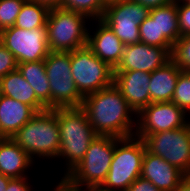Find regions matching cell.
<instances>
[{"mask_svg": "<svg viewBox=\"0 0 190 191\" xmlns=\"http://www.w3.org/2000/svg\"><path fill=\"white\" fill-rule=\"evenodd\" d=\"M26 0H0V31L15 24Z\"/></svg>", "mask_w": 190, "mask_h": 191, "instance_id": "cell-27", "label": "cell"}, {"mask_svg": "<svg viewBox=\"0 0 190 191\" xmlns=\"http://www.w3.org/2000/svg\"><path fill=\"white\" fill-rule=\"evenodd\" d=\"M32 1L46 4L51 8V7L61 6L64 0H32Z\"/></svg>", "mask_w": 190, "mask_h": 191, "instance_id": "cell-37", "label": "cell"}, {"mask_svg": "<svg viewBox=\"0 0 190 191\" xmlns=\"http://www.w3.org/2000/svg\"><path fill=\"white\" fill-rule=\"evenodd\" d=\"M17 69L34 89L36 97L51 109V91L44 60L18 63Z\"/></svg>", "mask_w": 190, "mask_h": 191, "instance_id": "cell-21", "label": "cell"}, {"mask_svg": "<svg viewBox=\"0 0 190 191\" xmlns=\"http://www.w3.org/2000/svg\"><path fill=\"white\" fill-rule=\"evenodd\" d=\"M143 141L148 152L190 176V122L184 127L149 134Z\"/></svg>", "mask_w": 190, "mask_h": 191, "instance_id": "cell-9", "label": "cell"}, {"mask_svg": "<svg viewBox=\"0 0 190 191\" xmlns=\"http://www.w3.org/2000/svg\"><path fill=\"white\" fill-rule=\"evenodd\" d=\"M126 191H160V190L150 181L139 177L129 185Z\"/></svg>", "mask_w": 190, "mask_h": 191, "instance_id": "cell-32", "label": "cell"}, {"mask_svg": "<svg viewBox=\"0 0 190 191\" xmlns=\"http://www.w3.org/2000/svg\"><path fill=\"white\" fill-rule=\"evenodd\" d=\"M119 139L97 135L83 159L62 180L76 191L86 186L102 185L109 172L115 144Z\"/></svg>", "mask_w": 190, "mask_h": 191, "instance_id": "cell-4", "label": "cell"}, {"mask_svg": "<svg viewBox=\"0 0 190 191\" xmlns=\"http://www.w3.org/2000/svg\"><path fill=\"white\" fill-rule=\"evenodd\" d=\"M82 108L97 135L118 138L135 135L137 114L114 83L85 96Z\"/></svg>", "mask_w": 190, "mask_h": 191, "instance_id": "cell-1", "label": "cell"}, {"mask_svg": "<svg viewBox=\"0 0 190 191\" xmlns=\"http://www.w3.org/2000/svg\"><path fill=\"white\" fill-rule=\"evenodd\" d=\"M90 21L72 10L51 7L46 21L49 51L72 52L86 46Z\"/></svg>", "mask_w": 190, "mask_h": 191, "instance_id": "cell-5", "label": "cell"}, {"mask_svg": "<svg viewBox=\"0 0 190 191\" xmlns=\"http://www.w3.org/2000/svg\"><path fill=\"white\" fill-rule=\"evenodd\" d=\"M49 10L50 7L46 4L26 0L16 18L14 26L25 30L46 27Z\"/></svg>", "mask_w": 190, "mask_h": 191, "instance_id": "cell-23", "label": "cell"}, {"mask_svg": "<svg viewBox=\"0 0 190 191\" xmlns=\"http://www.w3.org/2000/svg\"><path fill=\"white\" fill-rule=\"evenodd\" d=\"M11 139L34 161L57 159L60 132L56 113L52 109L38 112Z\"/></svg>", "mask_w": 190, "mask_h": 191, "instance_id": "cell-3", "label": "cell"}, {"mask_svg": "<svg viewBox=\"0 0 190 191\" xmlns=\"http://www.w3.org/2000/svg\"><path fill=\"white\" fill-rule=\"evenodd\" d=\"M151 17H157L159 36H165L173 45L181 37L178 26L177 1L152 8L149 11Z\"/></svg>", "mask_w": 190, "mask_h": 191, "instance_id": "cell-22", "label": "cell"}, {"mask_svg": "<svg viewBox=\"0 0 190 191\" xmlns=\"http://www.w3.org/2000/svg\"><path fill=\"white\" fill-rule=\"evenodd\" d=\"M92 22L96 23V28L94 32L88 30L87 46L100 60L115 69L121 60L124 44L101 19Z\"/></svg>", "mask_w": 190, "mask_h": 191, "instance_id": "cell-15", "label": "cell"}, {"mask_svg": "<svg viewBox=\"0 0 190 191\" xmlns=\"http://www.w3.org/2000/svg\"><path fill=\"white\" fill-rule=\"evenodd\" d=\"M60 7L83 14L92 21L102 19L106 3L104 0H64Z\"/></svg>", "mask_w": 190, "mask_h": 191, "instance_id": "cell-24", "label": "cell"}, {"mask_svg": "<svg viewBox=\"0 0 190 191\" xmlns=\"http://www.w3.org/2000/svg\"><path fill=\"white\" fill-rule=\"evenodd\" d=\"M145 150L143 139L135 135L120 138L115 144L110 169L102 186L115 191H126L141 175Z\"/></svg>", "mask_w": 190, "mask_h": 191, "instance_id": "cell-6", "label": "cell"}, {"mask_svg": "<svg viewBox=\"0 0 190 191\" xmlns=\"http://www.w3.org/2000/svg\"><path fill=\"white\" fill-rule=\"evenodd\" d=\"M148 7L149 9L160 7L171 3L174 0H133Z\"/></svg>", "mask_w": 190, "mask_h": 191, "instance_id": "cell-33", "label": "cell"}, {"mask_svg": "<svg viewBox=\"0 0 190 191\" xmlns=\"http://www.w3.org/2000/svg\"><path fill=\"white\" fill-rule=\"evenodd\" d=\"M188 114L172 101L150 103L137 114L135 136L143 139L152 133L186 126Z\"/></svg>", "mask_w": 190, "mask_h": 191, "instance_id": "cell-12", "label": "cell"}, {"mask_svg": "<svg viewBox=\"0 0 190 191\" xmlns=\"http://www.w3.org/2000/svg\"><path fill=\"white\" fill-rule=\"evenodd\" d=\"M70 63L72 78L83 97L113 84L114 69L87 45L70 52Z\"/></svg>", "mask_w": 190, "mask_h": 191, "instance_id": "cell-8", "label": "cell"}, {"mask_svg": "<svg viewBox=\"0 0 190 191\" xmlns=\"http://www.w3.org/2000/svg\"><path fill=\"white\" fill-rule=\"evenodd\" d=\"M172 50L141 42L124 45L121 60L114 71L138 70L151 73L172 59Z\"/></svg>", "mask_w": 190, "mask_h": 191, "instance_id": "cell-13", "label": "cell"}, {"mask_svg": "<svg viewBox=\"0 0 190 191\" xmlns=\"http://www.w3.org/2000/svg\"><path fill=\"white\" fill-rule=\"evenodd\" d=\"M35 161L11 138L0 139V173L10 178L29 177Z\"/></svg>", "mask_w": 190, "mask_h": 191, "instance_id": "cell-18", "label": "cell"}, {"mask_svg": "<svg viewBox=\"0 0 190 191\" xmlns=\"http://www.w3.org/2000/svg\"><path fill=\"white\" fill-rule=\"evenodd\" d=\"M139 28L141 43L163 48H173L174 45L165 36H159L157 17L149 15L140 23Z\"/></svg>", "mask_w": 190, "mask_h": 191, "instance_id": "cell-25", "label": "cell"}, {"mask_svg": "<svg viewBox=\"0 0 190 191\" xmlns=\"http://www.w3.org/2000/svg\"><path fill=\"white\" fill-rule=\"evenodd\" d=\"M171 56L182 71H190V35L180 37L177 40Z\"/></svg>", "mask_w": 190, "mask_h": 191, "instance_id": "cell-28", "label": "cell"}, {"mask_svg": "<svg viewBox=\"0 0 190 191\" xmlns=\"http://www.w3.org/2000/svg\"><path fill=\"white\" fill-rule=\"evenodd\" d=\"M12 178L4 176L3 174L0 173V191H4V189L7 188L9 181Z\"/></svg>", "mask_w": 190, "mask_h": 191, "instance_id": "cell-38", "label": "cell"}, {"mask_svg": "<svg viewBox=\"0 0 190 191\" xmlns=\"http://www.w3.org/2000/svg\"><path fill=\"white\" fill-rule=\"evenodd\" d=\"M57 115L60 148L57 159L65 162L62 180L84 157L90 143L97 137L82 107L52 109Z\"/></svg>", "mask_w": 190, "mask_h": 191, "instance_id": "cell-2", "label": "cell"}, {"mask_svg": "<svg viewBox=\"0 0 190 191\" xmlns=\"http://www.w3.org/2000/svg\"><path fill=\"white\" fill-rule=\"evenodd\" d=\"M115 191V190H111V189H107L105 187H103L102 185H91V186H86L84 188L78 189L77 191Z\"/></svg>", "mask_w": 190, "mask_h": 191, "instance_id": "cell-35", "label": "cell"}, {"mask_svg": "<svg viewBox=\"0 0 190 191\" xmlns=\"http://www.w3.org/2000/svg\"><path fill=\"white\" fill-rule=\"evenodd\" d=\"M37 113L32 106L0 94V137L12 138Z\"/></svg>", "mask_w": 190, "mask_h": 191, "instance_id": "cell-17", "label": "cell"}, {"mask_svg": "<svg viewBox=\"0 0 190 191\" xmlns=\"http://www.w3.org/2000/svg\"><path fill=\"white\" fill-rule=\"evenodd\" d=\"M53 191H76L75 189L69 187L63 180H58L56 186H54Z\"/></svg>", "mask_w": 190, "mask_h": 191, "instance_id": "cell-36", "label": "cell"}, {"mask_svg": "<svg viewBox=\"0 0 190 191\" xmlns=\"http://www.w3.org/2000/svg\"><path fill=\"white\" fill-rule=\"evenodd\" d=\"M149 82L150 73L148 72L114 71V85L136 114L150 104Z\"/></svg>", "mask_w": 190, "mask_h": 191, "instance_id": "cell-14", "label": "cell"}, {"mask_svg": "<svg viewBox=\"0 0 190 191\" xmlns=\"http://www.w3.org/2000/svg\"><path fill=\"white\" fill-rule=\"evenodd\" d=\"M0 94L32 106L37 112L48 109L36 97L34 89L25 80L18 69L9 72L0 79Z\"/></svg>", "mask_w": 190, "mask_h": 191, "instance_id": "cell-20", "label": "cell"}, {"mask_svg": "<svg viewBox=\"0 0 190 191\" xmlns=\"http://www.w3.org/2000/svg\"><path fill=\"white\" fill-rule=\"evenodd\" d=\"M28 178H12L4 191H33L32 182L30 183V178Z\"/></svg>", "mask_w": 190, "mask_h": 191, "instance_id": "cell-31", "label": "cell"}, {"mask_svg": "<svg viewBox=\"0 0 190 191\" xmlns=\"http://www.w3.org/2000/svg\"><path fill=\"white\" fill-rule=\"evenodd\" d=\"M175 191H190V176H185Z\"/></svg>", "mask_w": 190, "mask_h": 191, "instance_id": "cell-34", "label": "cell"}, {"mask_svg": "<svg viewBox=\"0 0 190 191\" xmlns=\"http://www.w3.org/2000/svg\"><path fill=\"white\" fill-rule=\"evenodd\" d=\"M150 9L133 0L106 3L102 21L124 45L140 42V23L149 16Z\"/></svg>", "mask_w": 190, "mask_h": 191, "instance_id": "cell-10", "label": "cell"}, {"mask_svg": "<svg viewBox=\"0 0 190 191\" xmlns=\"http://www.w3.org/2000/svg\"><path fill=\"white\" fill-rule=\"evenodd\" d=\"M140 177L150 181L160 191H175L185 175L160 156L145 150Z\"/></svg>", "mask_w": 190, "mask_h": 191, "instance_id": "cell-16", "label": "cell"}, {"mask_svg": "<svg viewBox=\"0 0 190 191\" xmlns=\"http://www.w3.org/2000/svg\"><path fill=\"white\" fill-rule=\"evenodd\" d=\"M105 3H109V2H112V1H116V0H104Z\"/></svg>", "mask_w": 190, "mask_h": 191, "instance_id": "cell-39", "label": "cell"}, {"mask_svg": "<svg viewBox=\"0 0 190 191\" xmlns=\"http://www.w3.org/2000/svg\"><path fill=\"white\" fill-rule=\"evenodd\" d=\"M51 91V109L82 107L83 96L71 75L70 52H52L44 59Z\"/></svg>", "mask_w": 190, "mask_h": 191, "instance_id": "cell-7", "label": "cell"}, {"mask_svg": "<svg viewBox=\"0 0 190 191\" xmlns=\"http://www.w3.org/2000/svg\"><path fill=\"white\" fill-rule=\"evenodd\" d=\"M0 42L14 55L17 64L42 61L50 52L46 27L31 30L8 27L0 31Z\"/></svg>", "mask_w": 190, "mask_h": 191, "instance_id": "cell-11", "label": "cell"}, {"mask_svg": "<svg viewBox=\"0 0 190 191\" xmlns=\"http://www.w3.org/2000/svg\"><path fill=\"white\" fill-rule=\"evenodd\" d=\"M181 71L180 67L171 59L164 66L150 73V103L169 102L172 100Z\"/></svg>", "mask_w": 190, "mask_h": 191, "instance_id": "cell-19", "label": "cell"}, {"mask_svg": "<svg viewBox=\"0 0 190 191\" xmlns=\"http://www.w3.org/2000/svg\"><path fill=\"white\" fill-rule=\"evenodd\" d=\"M186 113H190V71H181L171 100Z\"/></svg>", "mask_w": 190, "mask_h": 191, "instance_id": "cell-26", "label": "cell"}, {"mask_svg": "<svg viewBox=\"0 0 190 191\" xmlns=\"http://www.w3.org/2000/svg\"><path fill=\"white\" fill-rule=\"evenodd\" d=\"M14 55L0 42V79L17 69Z\"/></svg>", "mask_w": 190, "mask_h": 191, "instance_id": "cell-30", "label": "cell"}, {"mask_svg": "<svg viewBox=\"0 0 190 191\" xmlns=\"http://www.w3.org/2000/svg\"><path fill=\"white\" fill-rule=\"evenodd\" d=\"M177 11L180 36L190 35V5L186 1H177Z\"/></svg>", "mask_w": 190, "mask_h": 191, "instance_id": "cell-29", "label": "cell"}]
</instances>
